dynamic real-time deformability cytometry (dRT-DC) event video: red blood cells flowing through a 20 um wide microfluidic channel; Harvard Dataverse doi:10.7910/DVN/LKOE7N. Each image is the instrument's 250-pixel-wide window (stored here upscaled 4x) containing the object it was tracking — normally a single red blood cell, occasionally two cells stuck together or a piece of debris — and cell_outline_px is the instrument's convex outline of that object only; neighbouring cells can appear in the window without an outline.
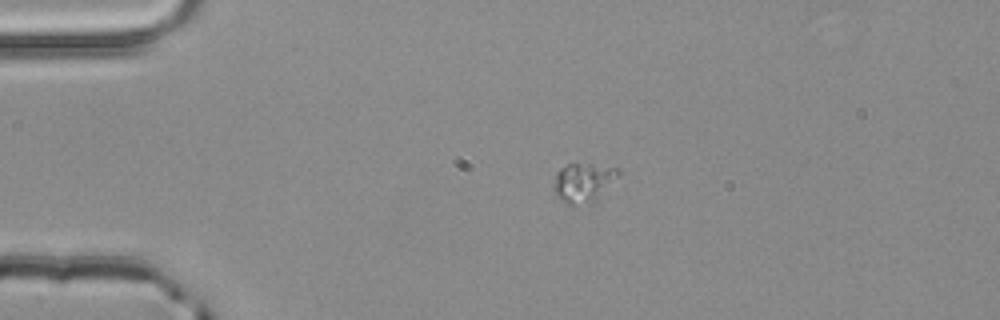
{"species": "common noctule bat (a hibernating species)", "species_latin": "Nyctalus noctula", "temperature_condition": "room temperature", "stored_images_in_passage": 2, "camera_frame_rate_fps": 3000, "um_per_image_px": 0.085, "animal": {"sex": "male", "body_mass_g": 20.4}, "frame": {"image": 1, "passage_image": 1, "time_ms": 0.0, "image_size_px": [1000, 320], "cell_outline_px": [[620, 176], [596, 200], [572, 204], [568, 204], [556, 196], [552, 188], [556, 172], [560, 168], [568, 164], [580, 164], [620, 168]], "centroid_in_image_um": [49.58, 15.49], "position_along_channel_um": 35.4, "area_um2": 14.51}}